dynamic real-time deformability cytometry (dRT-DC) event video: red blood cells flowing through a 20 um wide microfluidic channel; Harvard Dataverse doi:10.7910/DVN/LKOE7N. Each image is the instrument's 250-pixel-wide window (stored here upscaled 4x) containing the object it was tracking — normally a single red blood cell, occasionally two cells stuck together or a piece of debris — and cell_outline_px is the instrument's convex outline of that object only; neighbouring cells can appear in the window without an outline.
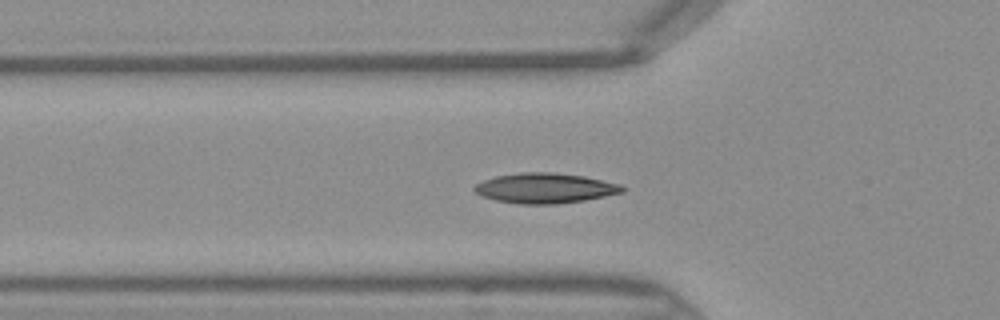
{"species": "Egyptian fruit bat (a non-hibernating species)", "species_latin": "Rousettus aegyptiacus", "temperature_condition": "warm", "stored_images_in_passage": 40, "camera_frame_rate_fps": 3000, "um_per_image_px": 0.085, "frame": {"image": 1, "passage_image": 15, "time_ms": 4.667, "image_size_px": [1000, 320], "cell_outline_px": [[624, 192], [584, 200], [556, 204], [520, 204], [496, 200], [484, 196], [476, 192], [472, 188], [476, 184], [484, 180], [496, 176], [520, 172], [552, 172], [584, 176], [620, 184], [624, 188]], "centroid_in_image_um": [46.32, 15.99], "position_along_channel_um": 79.5, "area_um2": 25.78}}
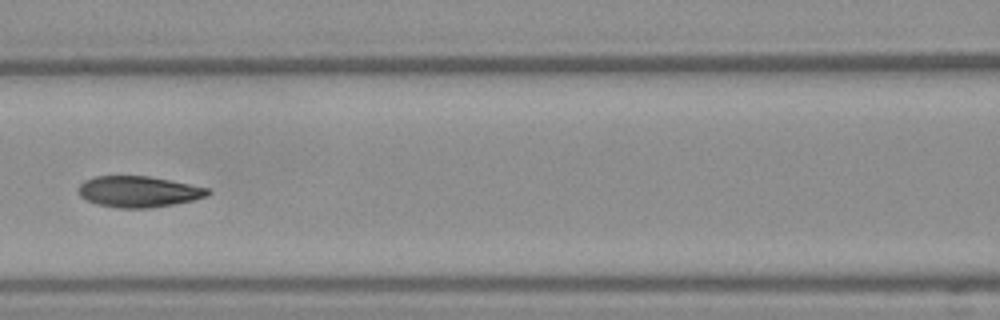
{"frame": {"image": 2, "passage_image": 20, "time_ms": 6.333, "image_size_px": [1000, 320], "cell_outline_px": [[212, 192], [208, 196], [176, 204], [152, 208], [120, 208], [96, 204], [80, 196], [76, 188], [84, 180], [92, 176], [148, 176], [208, 188]], "centroid_in_image_um": [11.75, 16.29], "position_along_channel_um": 154.9, "area_um2": 23.52}}
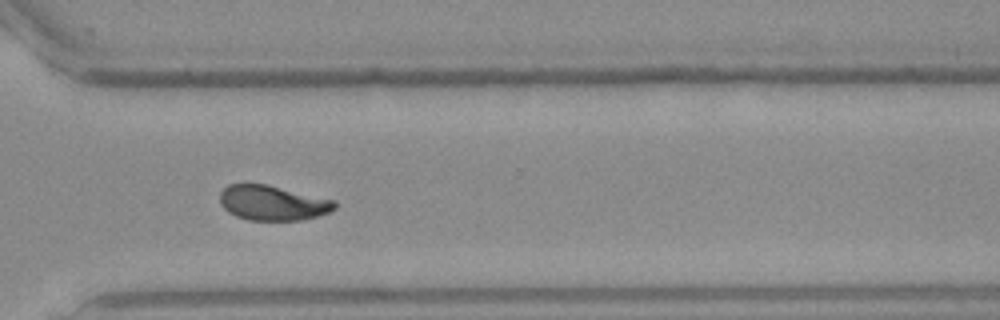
{"frame": {"image": 3, "passage_image": 33, "time_ms": 10.667, "image_size_px": [1000, 320], "cell_outline_px": [[336, 208], [328, 212], [316, 216], [300, 220], [248, 220], [236, 216], [228, 212], [220, 204], [220, 192], [228, 184], [264, 184], [336, 200]], "centroid_in_image_um": [23.15, 17.25], "position_along_channel_um": 347.4, "area_um2": 23.24}}